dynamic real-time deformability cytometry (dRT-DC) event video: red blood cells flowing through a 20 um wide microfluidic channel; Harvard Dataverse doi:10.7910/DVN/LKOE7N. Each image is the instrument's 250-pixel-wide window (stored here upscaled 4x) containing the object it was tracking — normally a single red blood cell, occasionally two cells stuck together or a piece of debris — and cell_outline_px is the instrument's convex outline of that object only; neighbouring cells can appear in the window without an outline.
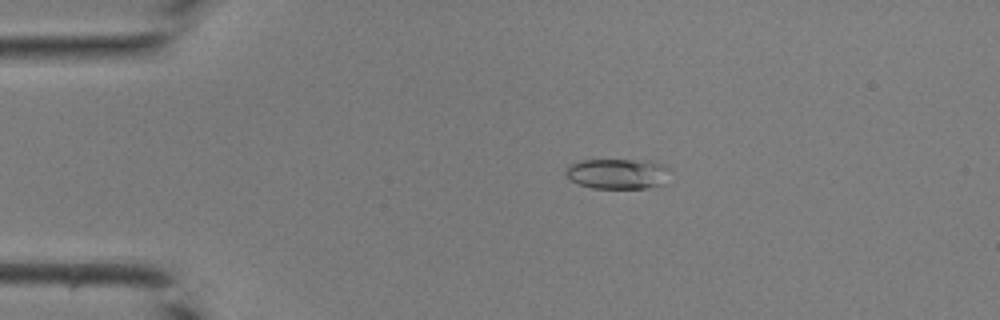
{"species": "common noctule bat (a hibernating species)", "species_latin": "Nyctalus noctula", "temperature_condition": "room temperature", "stored_images_in_passage": 41, "camera_frame_rate_fps": 3000, "um_per_image_px": 0.085, "animal": {"sex": "male", "body_mass_g": 19.0, "forearm_length_mm": 50.8}, "frame": {"image": 1, "passage_image": 8, "time_ms": 2.333, "image_size_px": [1000, 320], "cell_outline_px": [[668, 168], [664, 184], [648, 188], [592, 188], [580, 184], [572, 180], [564, 172], [568, 164], [580, 160], [652, 160], [664, 164]], "centroid_in_image_um": [52.49, 14.75], "position_along_channel_um": 32.5, "area_um2": 18.5}}
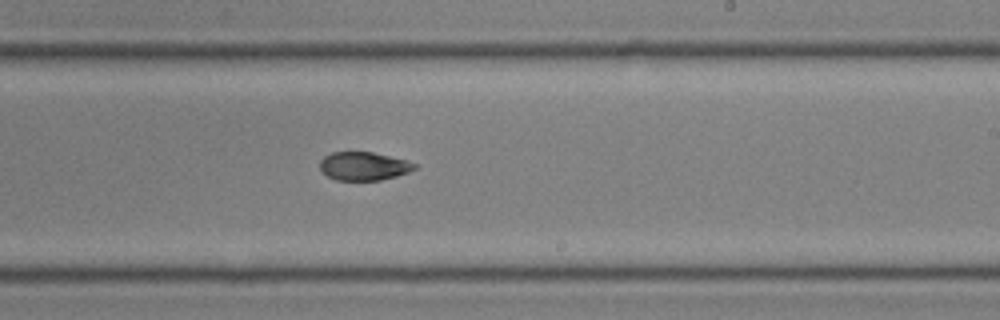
{"frame": {"image": 2, "passage_image": 25, "time_ms": 8.0, "image_size_px": [1000, 320], "cell_outline_px": [[416, 168], [408, 172], [396, 176], [380, 180], [336, 180], [328, 176], [320, 168], [320, 160], [324, 156], [332, 152], [372, 152], [404, 160], [416, 164]], "centroid_in_image_um": [30.89, 14.12], "position_along_channel_um": 258.1, "area_um2": 15.43}}
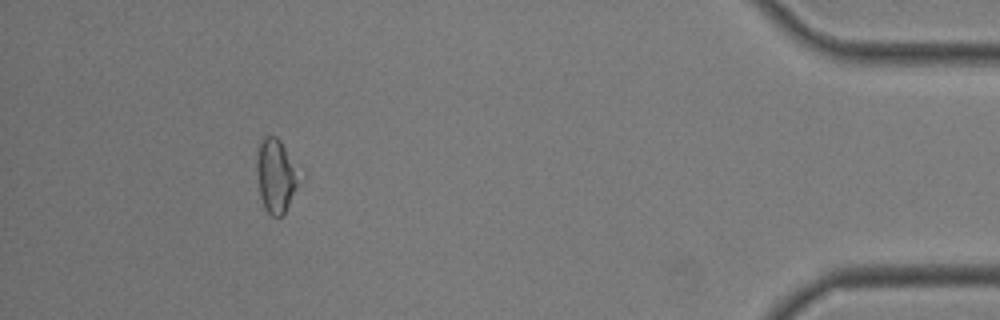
{"frame": {"image": 3, "passage_image": 38, "time_ms": 12.333, "image_size_px": [1000, 320], "cell_outline_px": [[300, 180], [284, 212], [280, 216], [272, 216], [264, 208], [260, 196], [256, 172], [256, 144], [264, 136], [276, 136], [280, 140], [300, 176]], "centroid_in_image_um": [23.38, 14.89], "position_along_channel_um": 411.8, "area_um2": 18.03}}